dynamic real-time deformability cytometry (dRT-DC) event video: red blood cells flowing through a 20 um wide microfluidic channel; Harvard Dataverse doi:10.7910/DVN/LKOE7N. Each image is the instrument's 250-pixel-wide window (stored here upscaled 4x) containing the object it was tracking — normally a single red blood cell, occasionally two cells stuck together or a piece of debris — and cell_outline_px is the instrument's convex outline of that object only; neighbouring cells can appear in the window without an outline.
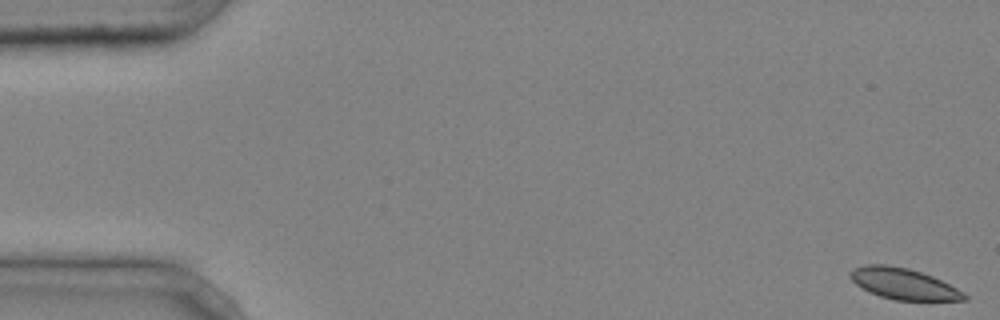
{"species": "common noctule bat (a hibernating species)", "species_latin": "Nyctalus noctula", "temperature_condition": "cold", "stored_images_in_passage": 7, "camera_frame_rate_fps": 3000, "um_per_image_px": 0.085, "animal": {"sex": "male", "body_mass_g": 20.4}, "frame": {"image": 1, "passage_image": 1, "time_ms": 0.0, "image_size_px": [1000, 320], "cell_outline_px": [[968, 300], [896, 300], [880, 296], [868, 292], [856, 284], [848, 276], [848, 272], [852, 268], [864, 264], [888, 264], [908, 268], [932, 276], [964, 292], [968, 296]], "centroid_in_image_um": [76.74, 24.11], "position_along_channel_um": 8.3, "area_um2": 20.75}}
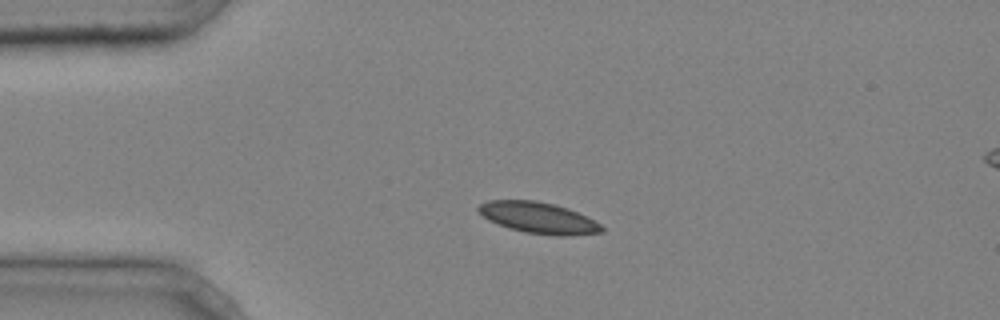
{"frame": {"image": 2, "passage_image": 4, "time_ms": 1.0, "image_size_px": [1000, 320], "cell_outline_px": [[604, 232], [568, 236], [552, 236], [524, 232], [508, 228], [488, 220], [476, 208], [480, 204], [488, 200], [536, 200], [568, 208], [600, 224], [604, 228]], "centroid_in_image_um": [45.75, 18.52], "position_along_channel_um": 39.2, "area_um2": 22.37}}